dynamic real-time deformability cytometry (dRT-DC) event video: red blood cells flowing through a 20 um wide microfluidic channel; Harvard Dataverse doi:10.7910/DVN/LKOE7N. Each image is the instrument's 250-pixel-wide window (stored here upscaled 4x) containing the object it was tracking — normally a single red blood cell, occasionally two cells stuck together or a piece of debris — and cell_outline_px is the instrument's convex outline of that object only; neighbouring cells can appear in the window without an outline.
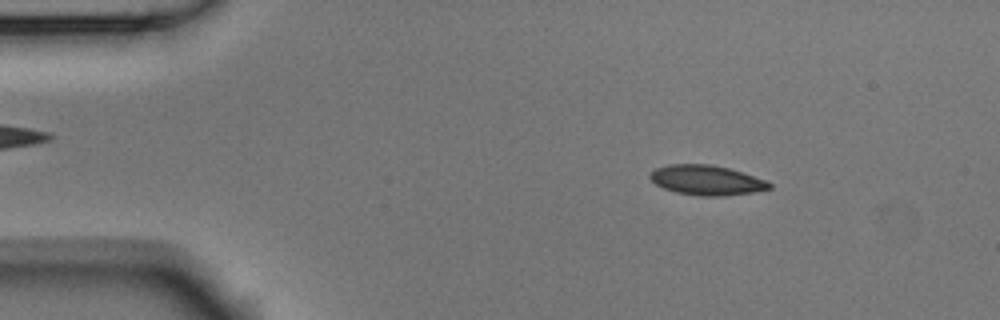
{"species": "Egyptian fruit bat (a non-hibernating species)", "species_latin": "Rousettus aegyptiacus", "temperature_condition": "room temperature", "stored_images_in_passage": 52, "camera_frame_rate_fps": 3000, "um_per_image_px": 0.085, "animal": {"sex": "male"}, "frame": {"image": 1, "passage_image": 7, "time_ms": 2.0, "image_size_px": [1000, 320], "cell_outline_px": [[772, 188], [752, 192], [720, 196], [700, 196], [676, 192], [664, 188], [656, 184], [648, 176], [656, 168], [668, 164], [708, 164], [728, 168], [764, 180], [772, 184]], "centroid_in_image_um": [60.02, 15.31], "position_along_channel_um": 25.0, "area_um2": 20.4}}
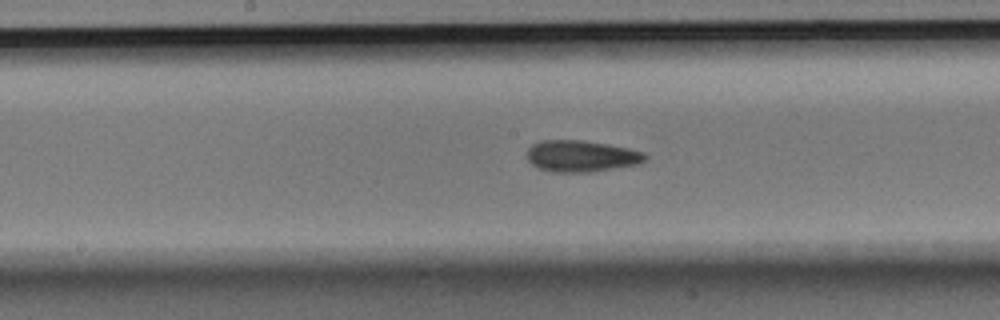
{"frame": {"image": 2, "passage_image": 26, "time_ms": 8.333, "image_size_px": [1000, 320], "cell_outline_px": [[648, 156], [640, 164], [592, 172], [552, 172], [540, 168], [532, 164], [528, 160], [528, 148], [532, 144], [540, 140], [584, 140], [608, 144], [628, 148], [644, 152]], "centroid_in_image_um": [49.43, 13.26], "position_along_channel_um": 198.8, "area_um2": 21.79}}
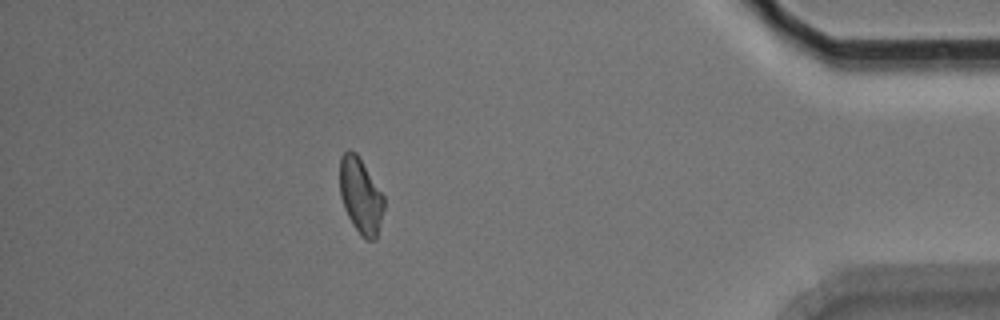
{"frame": {"image": 3, "passage_image": 46, "time_ms": 15.0, "image_size_px": [1000, 320], "cell_outline_px": [[384, 208], [376, 240], [368, 240], [360, 236], [352, 224], [344, 208], [340, 196], [340, 156], [348, 148], [356, 152], [384, 196]], "centroid_in_image_um": [30.64, 16.64], "position_along_channel_um": 404.6, "area_um2": 19.54}, "authors_computed_cell_mechanics": {"area_um2": 20.4323, "velocity_mm_per_s": 3.7736, "shape_relaxation_time_tau1_ms": 5.6106, "shape_relaxation_time_tau2_ms": 4.1233, "deformation_change_tau1": 0.121, "deformation_change_tau2": 0.1043}}